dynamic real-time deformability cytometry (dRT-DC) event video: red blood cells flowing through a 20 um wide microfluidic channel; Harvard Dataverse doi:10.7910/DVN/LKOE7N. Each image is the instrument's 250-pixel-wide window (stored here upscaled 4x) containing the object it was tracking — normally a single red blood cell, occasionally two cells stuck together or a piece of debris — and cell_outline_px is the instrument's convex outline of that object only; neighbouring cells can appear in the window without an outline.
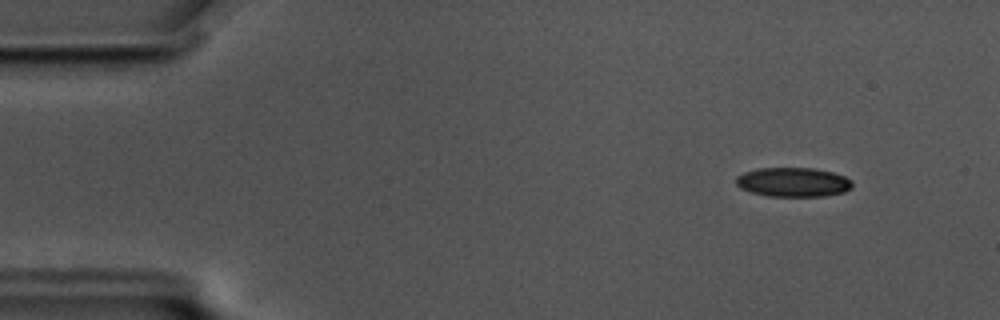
{"species": "common noctule bat (a hibernating species)", "species_latin": "Nyctalus noctula", "temperature_condition": "cold", "stored_images_in_passage": 58, "camera_frame_rate_fps": 3000, "um_per_image_px": 0.085, "animal": {"sex": "male", "body_mass_g": 17.5, "forearm_length_mm": 52.3}, "frame": {"image": 1, "passage_image": 6, "time_ms": 1.667, "image_size_px": [1000, 320], "cell_outline_px": [[852, 188], [844, 192], [824, 196], [768, 196], [752, 192], [740, 188], [736, 184], [736, 176], [744, 172], [760, 168], [812, 168], [832, 172], [844, 176], [852, 180]], "centroid_in_image_um": [67.42, 15.48], "position_along_channel_um": 17.6, "area_um2": 19.83}}
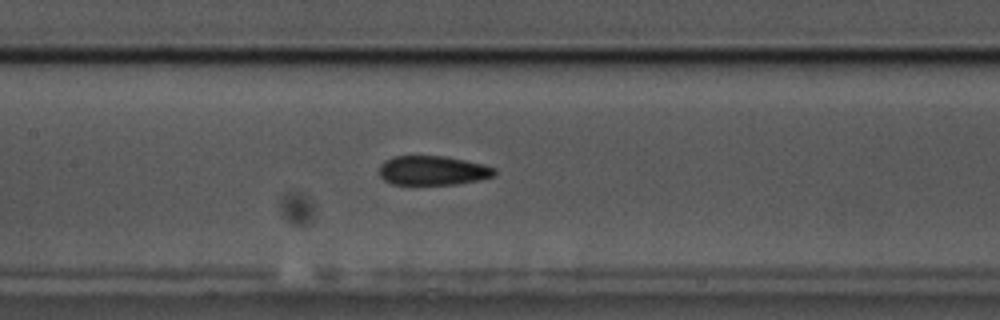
{"frame": {"image": 2, "passage_image": 27, "time_ms": 8.667, "image_size_px": [1000, 320], "cell_outline_px": [[496, 172], [492, 176], [480, 180], [456, 184], [392, 184], [384, 180], [380, 176], [380, 164], [384, 160], [392, 156], [444, 156], [484, 164], [496, 168]], "centroid_in_image_um": [36.78, 14.49], "position_along_channel_um": 170.6, "area_um2": 19.71}}
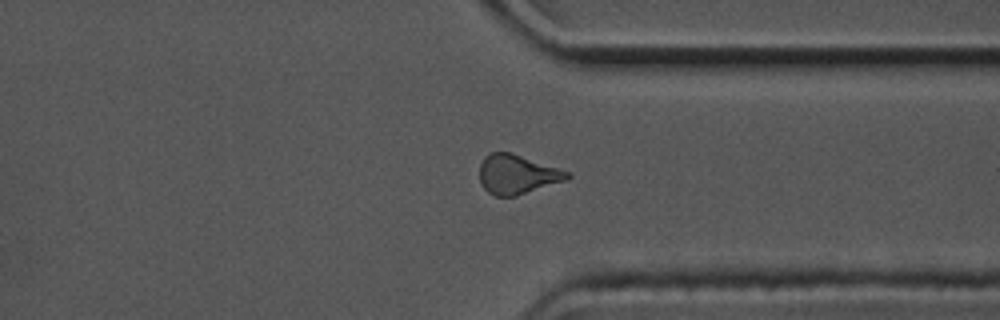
{"frame": {"image": 3, "passage_image": 44, "time_ms": 14.333, "image_size_px": [1000, 320], "cell_outline_px": [[572, 176], [568, 180], [516, 196], [496, 196], [488, 192], [480, 184], [480, 164], [484, 156], [488, 152], [512, 152], [568, 172]], "centroid_in_image_um": [43.94, 14.82], "position_along_channel_um": 367.5, "area_um2": 20.17}, "authors_computed_cell_mechanics": {"area_um2": 20.5479, "velocity_mm_per_s": 3.4869, "shape_relaxation_time_tau1_ms": 10.3265, "shape_relaxation_time_tau2_ms": 4.3536, "deformation_change_tau1": 0.1683, "deformation_change_tau2": 0.0931}}